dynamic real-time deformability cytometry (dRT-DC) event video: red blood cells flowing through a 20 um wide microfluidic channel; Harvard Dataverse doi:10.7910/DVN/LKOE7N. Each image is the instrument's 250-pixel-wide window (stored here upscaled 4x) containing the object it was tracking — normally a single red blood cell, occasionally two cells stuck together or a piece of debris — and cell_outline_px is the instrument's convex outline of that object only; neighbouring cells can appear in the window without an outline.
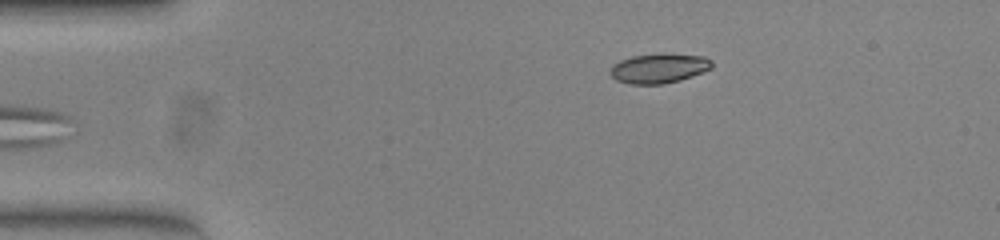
{"species": "common noctule bat (a hibernating species)", "species_latin": "Nyctalus noctula", "temperature_condition": "warm", "stored_images_in_passage": 41, "camera_frame_rate_fps": 3000, "um_per_image_px": 0.085, "animal": {"sex": "female", "body_mass_g": 23.0, "forearm_length_mm": 53.4}, "frame": {"image": 1, "passage_image": 1, "time_ms": 0.0, "image_size_px": [1000, 240], "cell_outline_px": [[712, 68], [704, 72], [680, 80], [664, 84], [628, 84], [616, 80], [608, 72], [612, 64], [620, 60], [632, 56], [660, 52], [704, 56], [712, 60]], "centroid_in_image_um": [56.0, 5.79], "position_along_channel_um": 29.0, "area_um2": 18.03}}
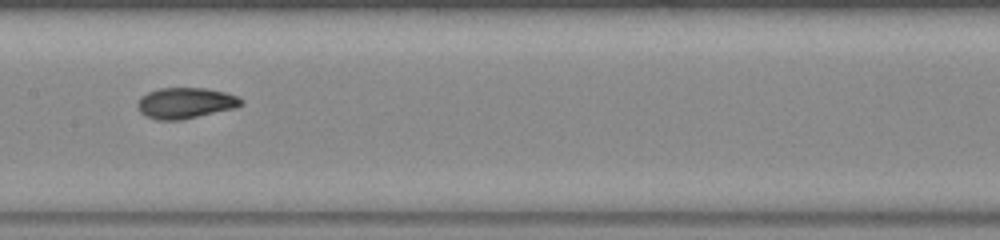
{"frame": {"image": 2, "passage_image": 18, "time_ms": 5.667, "image_size_px": [1000, 240], "cell_outline_px": [[244, 104], [236, 108], [180, 120], [160, 120], [148, 116], [140, 112], [136, 104], [140, 96], [148, 92], [160, 88], [208, 88], [224, 92], [236, 96], [244, 100]], "centroid_in_image_um": [15.78, 8.75], "position_along_channel_um": 191.6, "area_um2": 18.67}}
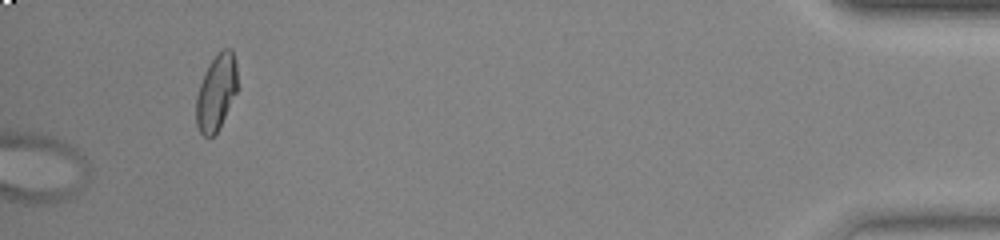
{"frame": {"image": 3, "passage_image": 41, "time_ms": 13.333, "image_size_px": [1000, 240], "cell_outline_px": [[236, 92], [216, 132], [212, 136], [204, 136], [200, 132], [196, 124], [196, 96], [200, 84], [208, 64], [224, 48], [232, 48], [236, 64]], "centroid_in_image_um": [18.36, 7.83], "position_along_channel_um": 416.8, "area_um2": 17.74}, "authors_computed_cell_mechanics": {"area_um2": 18.5538, "velocity_mm_per_s": 3.8939, "shape_relaxation_time_tau1_ms": null, "shape_relaxation_time_tau2_ms": 0.9349, "deformation_change_tau1": null, "deformation_change_tau2": 0.0412}}